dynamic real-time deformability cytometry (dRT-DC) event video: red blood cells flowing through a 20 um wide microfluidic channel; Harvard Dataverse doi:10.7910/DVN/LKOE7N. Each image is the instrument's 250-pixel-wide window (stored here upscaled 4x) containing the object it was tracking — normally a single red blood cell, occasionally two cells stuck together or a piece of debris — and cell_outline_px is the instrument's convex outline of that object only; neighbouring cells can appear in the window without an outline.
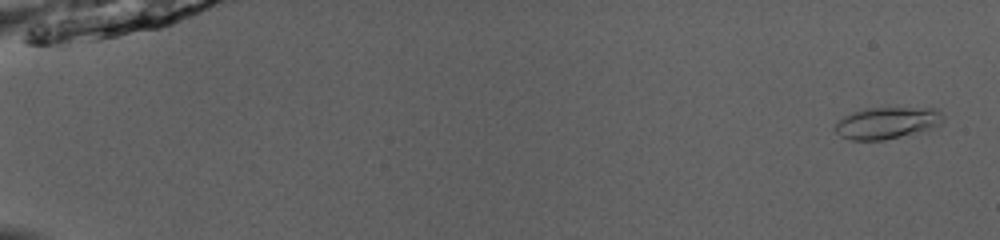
{"species": "common noctule bat (a hibernating species)", "species_latin": "Nyctalus noctula", "temperature_condition": "room temperature", "stored_images_in_passage": 51, "camera_frame_rate_fps": 3000, "um_per_image_px": 0.085, "animal": {"sex": "male", "body_mass_g": 13.0, "forearm_length_mm": 53.1}, "frame": {"image": 1, "passage_image": 2, "time_ms": 0.333, "image_size_px": [1000, 240], "cell_outline_px": [[944, 116], [940, 124], [932, 128], [884, 140], [852, 140], [840, 136], [836, 132], [836, 124], [844, 116], [852, 112], [864, 108], [936, 108]], "centroid_in_image_um": [75.39, 10.44], "position_along_channel_um": 9.6, "area_um2": 19.71}}
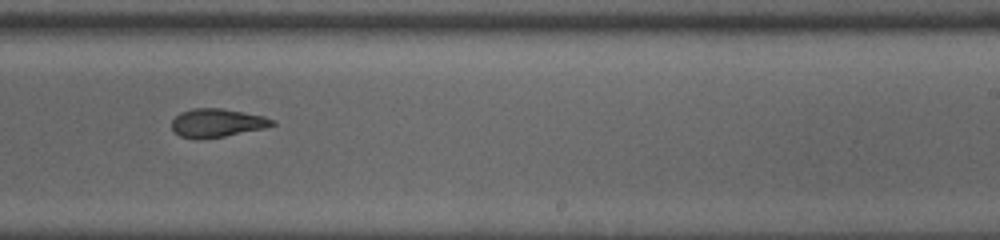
{"frame": {"image": 2, "passage_image": 34, "time_ms": 11.0, "image_size_px": [1000, 240], "cell_outline_px": [[276, 124], [264, 128], [224, 136], [200, 140], [196, 140], [180, 136], [172, 128], [172, 120], [180, 112], [192, 108], [220, 108], [264, 116], [276, 120]], "centroid_in_image_um": [18.43, 10.45], "position_along_channel_um": 270.6, "area_um2": 16.7}}
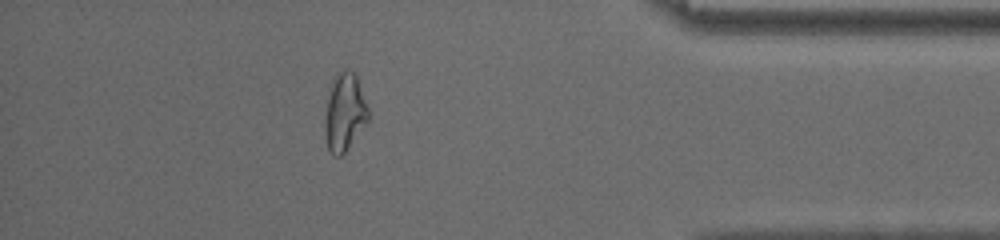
{"frame": {"image": 3, "passage_image": 46, "time_ms": 15.0, "image_size_px": [1000, 240], "cell_outline_px": [[368, 120], [344, 152], [340, 156], [332, 156], [328, 148], [324, 136], [324, 120], [328, 88], [332, 76], [336, 72], [344, 68], [348, 68], [356, 76], [368, 108]], "centroid_in_image_um": [29.23, 9.49], "position_along_channel_um": 406.0, "area_um2": 19.88}, "authors_computed_cell_mechanics": {"area_um2": 17.6868, "velocity_mm_per_s": 4.0507, "shape_relaxation_time_tau1_ms": 7.5613, "shape_relaxation_time_tau2_ms": 2.5481, "deformation_change_tau1": 0.2139, "deformation_change_tau2": 0.0863}}